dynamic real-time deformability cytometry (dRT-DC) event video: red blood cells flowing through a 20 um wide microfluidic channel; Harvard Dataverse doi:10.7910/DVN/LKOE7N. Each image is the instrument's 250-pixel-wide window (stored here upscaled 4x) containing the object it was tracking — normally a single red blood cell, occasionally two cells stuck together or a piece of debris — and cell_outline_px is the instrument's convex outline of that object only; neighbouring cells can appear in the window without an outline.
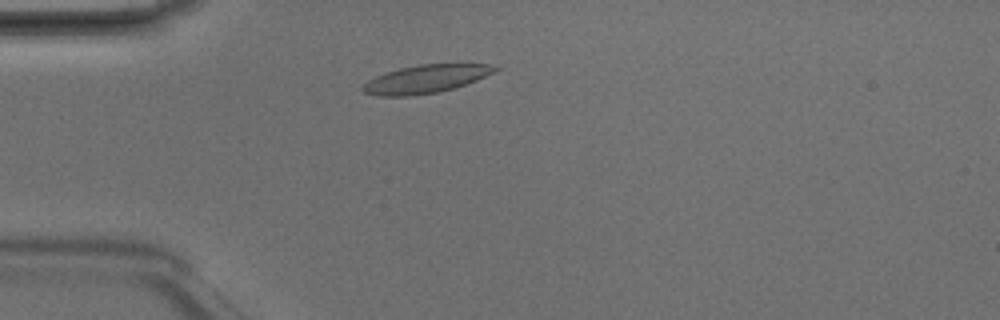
{"species": "Egyptian fruit bat (a non-hibernating species)", "species_latin": "Rousettus aegyptiacus", "temperature_condition": "room temperature", "stored_images_in_passage": 3, "camera_frame_rate_fps": 3000, "um_per_image_px": 0.085, "animal": {"sex": "male"}, "frame": {"image": 1, "passage_image": 2, "time_ms": 0.333, "image_size_px": [1000, 320], "cell_outline_px": [[500, 68], [496, 72], [456, 88], [436, 92], [412, 96], [376, 96], [364, 92], [360, 88], [368, 80], [376, 76], [400, 68], [420, 64], [456, 60], [496, 64]], "centroid_in_image_um": [36.35, 6.65], "position_along_channel_um": 48.6, "area_um2": 22.83}}